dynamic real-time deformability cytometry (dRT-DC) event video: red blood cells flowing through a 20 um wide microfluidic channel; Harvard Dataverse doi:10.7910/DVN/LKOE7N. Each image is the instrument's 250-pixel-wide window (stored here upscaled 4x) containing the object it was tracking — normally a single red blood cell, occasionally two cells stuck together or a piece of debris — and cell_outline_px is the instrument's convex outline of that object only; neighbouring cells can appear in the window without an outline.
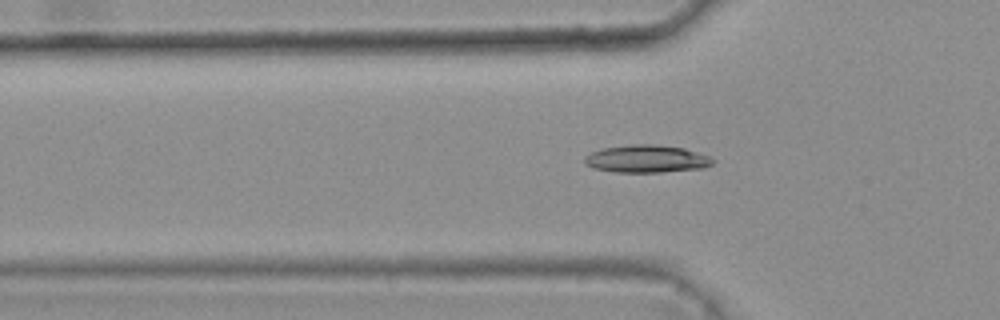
{"species": "common noctule bat (a hibernating species)", "species_latin": "Nyctalus noctula", "temperature_condition": "warm", "stored_images_in_passage": 47, "camera_frame_rate_fps": 3000, "um_per_image_px": 0.085, "animal": {"sex": "female", "body_mass_g": 25.1}, "frame": {"image": 1, "passage_image": 17, "time_ms": 5.333, "image_size_px": [1000, 320], "cell_outline_px": [[716, 160], [712, 164], [704, 168], [660, 172], [616, 172], [592, 168], [584, 164], [584, 156], [592, 152], [604, 148], [632, 144], [656, 144], [684, 148], [708, 156]], "centroid_in_image_um": [54.95, 13.5], "position_along_channel_um": 70.9, "area_um2": 20.63}}
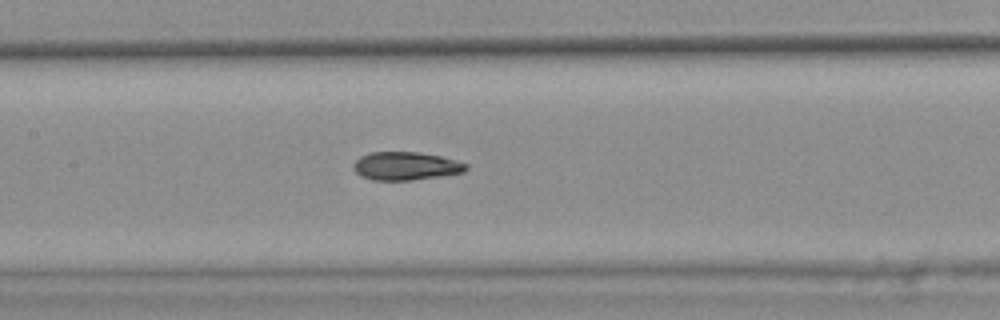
{"frame": {"image": 2, "passage_image": 25, "time_ms": 8.0, "image_size_px": [1000, 320], "cell_outline_px": [[468, 168], [464, 172], [440, 176], [412, 180], [372, 180], [360, 176], [352, 168], [352, 164], [360, 156], [368, 152], [416, 152], [440, 156], [456, 160], [468, 164]], "centroid_in_image_um": [34.46, 14.11], "position_along_channel_um": 172.9, "area_um2": 18.61}}
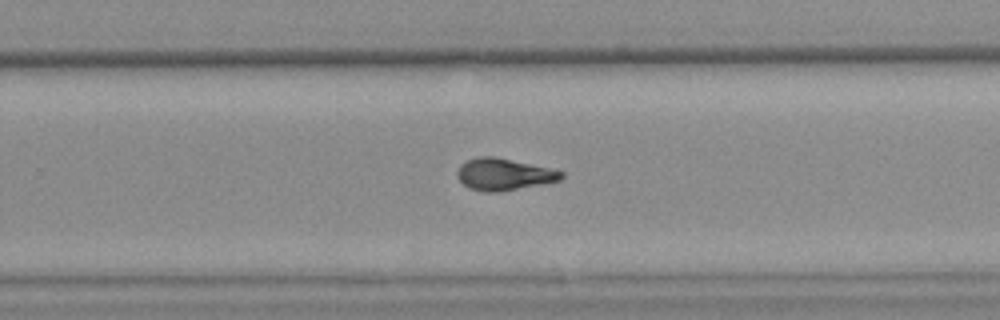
{"frame": {"image": 3, "passage_image": 34, "time_ms": 11.0, "image_size_px": [1000, 320], "cell_outline_px": [[564, 176], [560, 180], [544, 184], [500, 192], [484, 192], [468, 188], [456, 176], [456, 172], [460, 164], [476, 156], [496, 156], [548, 168], [564, 172]], "centroid_in_image_um": [42.8, 14.82], "position_along_channel_um": 287.0, "area_um2": 19.48}, "authors_computed_cell_mechanics": {"area_um2": 19.3052, "velocity_mm_per_s": 3.8119, "shape_relaxation_time_tau1_ms": 10.8134, "shape_relaxation_time_tau2_ms": 3.5792, "deformation_change_tau1": 0.2478, "deformation_change_tau2": 0.0944}}